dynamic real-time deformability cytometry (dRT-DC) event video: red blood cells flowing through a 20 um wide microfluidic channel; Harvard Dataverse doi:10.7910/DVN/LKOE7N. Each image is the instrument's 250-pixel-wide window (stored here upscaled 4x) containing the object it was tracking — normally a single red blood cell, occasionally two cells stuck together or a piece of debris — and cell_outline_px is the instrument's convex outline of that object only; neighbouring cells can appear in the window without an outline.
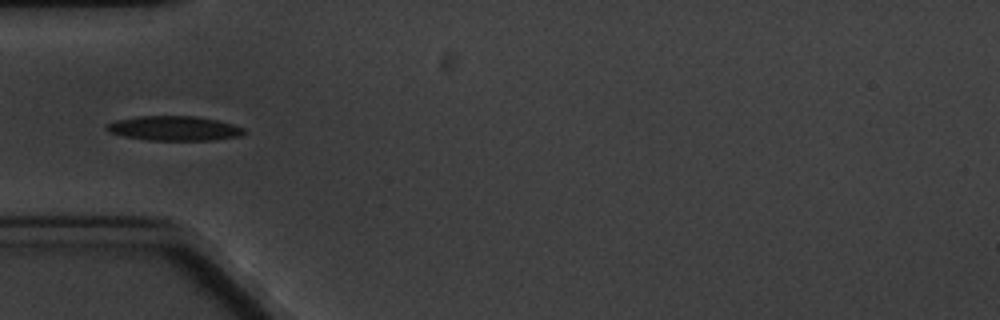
{"species": "common noctule bat (a hibernating species)", "species_latin": "Nyctalus noctula", "temperature_condition": "cold", "stored_images_in_passage": 7, "camera_frame_rate_fps": 3000, "um_per_image_px": 0.085, "animal": {"sex": "male", "body_mass_g": 20.1, "forearm_length_mm": 53.5}, "frame": {"image": 1, "passage_image": 4, "time_ms": 3.333, "image_size_px": [1000, 320], "cell_outline_px": [[244, 132], [240, 136], [212, 140], [148, 140], [124, 136], [108, 132], [104, 128], [104, 124], [116, 120], [136, 116], [196, 116], [216, 120], [232, 124], [244, 128]], "centroid_in_image_um": [14.74, 10.9], "position_along_channel_um": 70.3, "area_um2": 19.71}}